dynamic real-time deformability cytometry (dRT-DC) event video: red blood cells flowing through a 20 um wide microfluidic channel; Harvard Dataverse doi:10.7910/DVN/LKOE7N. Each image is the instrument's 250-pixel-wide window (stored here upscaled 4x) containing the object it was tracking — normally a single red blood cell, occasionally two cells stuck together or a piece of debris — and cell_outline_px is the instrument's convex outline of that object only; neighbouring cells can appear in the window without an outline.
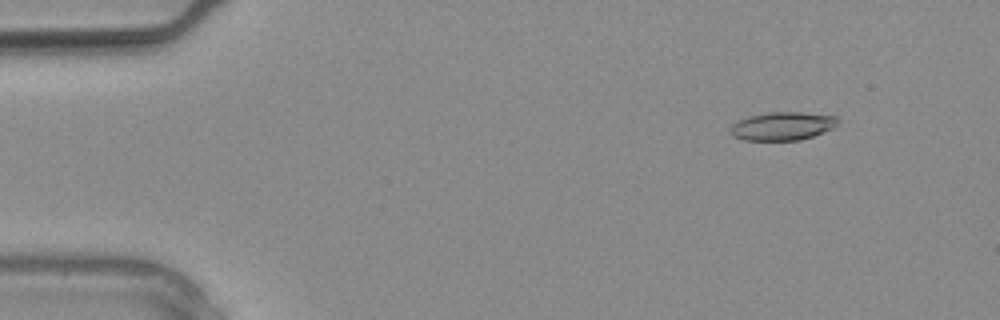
{"species": "common noctule bat (a hibernating species)", "species_latin": "Nyctalus noctula", "temperature_condition": "warm", "stored_images_in_passage": 7, "camera_frame_rate_fps": 3000, "um_per_image_px": 0.085, "animal": {"sex": "male", "body_mass_g": 20.4}, "frame": {"image": 1, "passage_image": 2, "time_ms": 0.333, "image_size_px": [1000, 320], "cell_outline_px": [[836, 128], [800, 140], [744, 140], [732, 136], [728, 132], [728, 128], [736, 120], [748, 116], [768, 112], [804, 112], [836, 116]], "centroid_in_image_um": [66.45, 10.71], "position_along_channel_um": 18.6, "area_um2": 17.98}}